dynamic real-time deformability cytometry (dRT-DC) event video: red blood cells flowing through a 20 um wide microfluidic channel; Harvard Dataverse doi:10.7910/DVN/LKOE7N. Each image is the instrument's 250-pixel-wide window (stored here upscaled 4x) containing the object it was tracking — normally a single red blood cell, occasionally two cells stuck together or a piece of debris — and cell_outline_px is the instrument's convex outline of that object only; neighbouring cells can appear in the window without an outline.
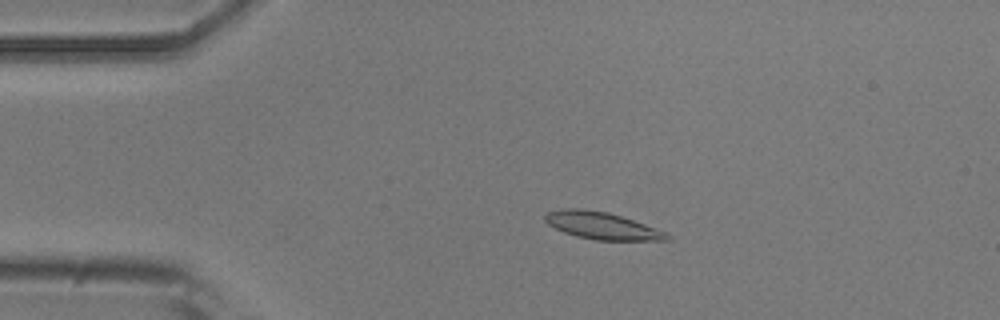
{"species": "common noctule bat (a hibernating species)", "species_latin": "Nyctalus noctula", "temperature_condition": "room temperature", "stored_images_in_passage": 4, "camera_frame_rate_fps": 3000, "um_per_image_px": 0.085, "animal": {"sex": "male", "body_mass_g": 20.5, "forearm_length_mm": 52.5}, "frame": {"image": 1, "passage_image": 3, "time_ms": 3.0, "image_size_px": [1000, 320], "cell_outline_px": [[672, 240], [596, 240], [576, 236], [564, 232], [548, 224], [544, 220], [544, 216], [548, 212], [564, 208], [580, 208], [608, 212], [668, 232], [672, 236]], "centroid_in_image_um": [51.19, 19.19], "position_along_channel_um": 33.8, "area_um2": 19.25}}